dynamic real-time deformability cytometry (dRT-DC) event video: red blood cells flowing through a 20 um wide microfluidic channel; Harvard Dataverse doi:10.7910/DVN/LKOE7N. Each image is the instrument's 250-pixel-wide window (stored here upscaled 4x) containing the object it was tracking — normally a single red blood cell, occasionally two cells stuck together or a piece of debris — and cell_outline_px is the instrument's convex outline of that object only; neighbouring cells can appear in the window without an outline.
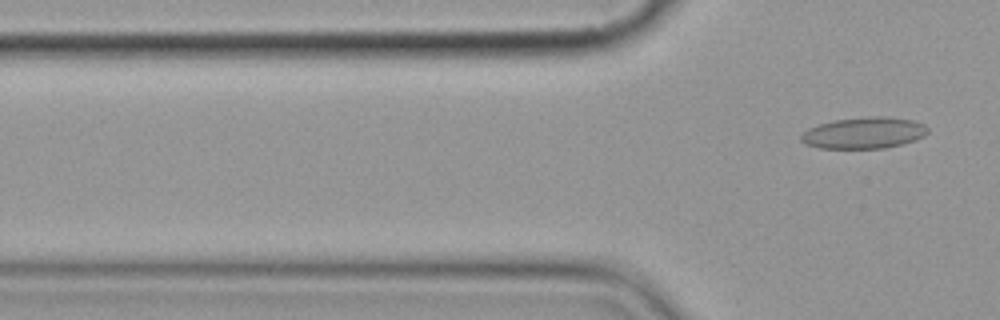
{"species": "common noctule bat (a hibernating species)", "species_latin": "Nyctalus noctula", "temperature_condition": "cold", "stored_images_in_passage": 7, "camera_frame_rate_fps": 3000, "um_per_image_px": 0.085, "animal": {"sex": "female", "body_mass_g": 19.9}, "frame": {"image": 1, "passage_image": 7, "time_ms": 7.0, "image_size_px": [1000, 320], "cell_outline_px": [[928, 132], [924, 136], [916, 140], [884, 148], [820, 148], [804, 144], [800, 140], [800, 136], [808, 128], [820, 124], [836, 120], [872, 116], [880, 116], [912, 120], [924, 124], [928, 128]], "centroid_in_image_um": [73.43, 11.3], "position_along_channel_um": 52.4, "area_um2": 23.0}}